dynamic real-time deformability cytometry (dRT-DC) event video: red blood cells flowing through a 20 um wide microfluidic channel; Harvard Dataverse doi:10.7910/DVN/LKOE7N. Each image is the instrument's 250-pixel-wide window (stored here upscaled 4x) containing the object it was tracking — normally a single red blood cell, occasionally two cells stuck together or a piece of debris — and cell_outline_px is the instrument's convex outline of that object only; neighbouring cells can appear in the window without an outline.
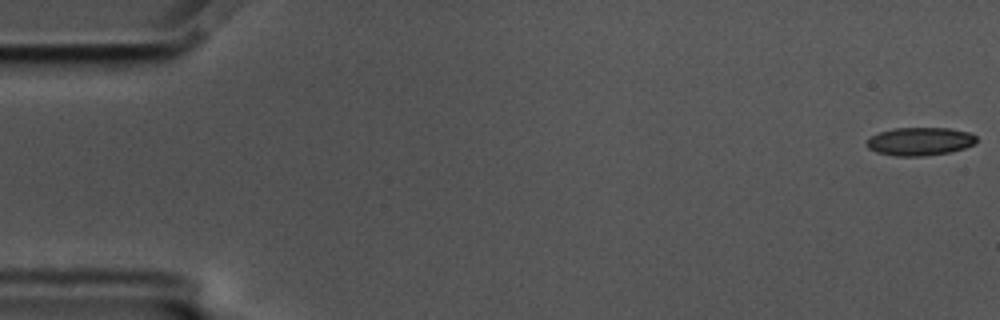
{"species": "common noctule bat (a hibernating species)", "species_latin": "Nyctalus noctula", "temperature_condition": "cold", "stored_images_in_passage": 59, "camera_frame_rate_fps": 3000, "um_per_image_px": 0.085, "animal": {"sex": "male", "body_mass_g": 17.5, "forearm_length_mm": 52.3}, "frame": {"image": 1, "passage_image": 1, "time_ms": 0.0, "image_size_px": [1000, 320], "cell_outline_px": [[976, 140], [972, 144], [964, 148], [948, 152], [920, 156], [896, 156], [876, 152], [868, 148], [864, 144], [872, 136], [880, 132], [892, 128], [948, 128], [968, 132], [976, 136]], "centroid_in_image_um": [78.14, 12.01], "position_along_channel_um": 6.9, "area_um2": 17.8}}
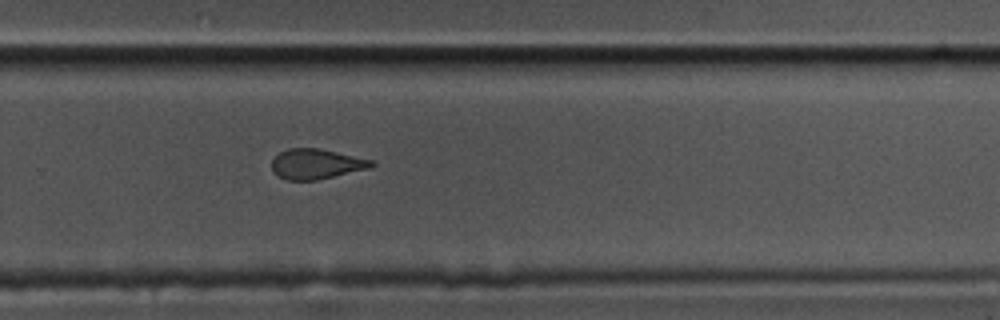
{"frame": {"image": 2, "passage_image": 39, "time_ms": 12.667, "image_size_px": [1000, 320], "cell_outline_px": [[376, 164], [368, 168], [316, 180], [288, 180], [272, 172], [272, 160], [280, 152], [288, 148], [320, 148], [372, 160]], "centroid_in_image_um": [26.85, 13.93], "position_along_channel_um": 302.9, "area_um2": 17.28}}
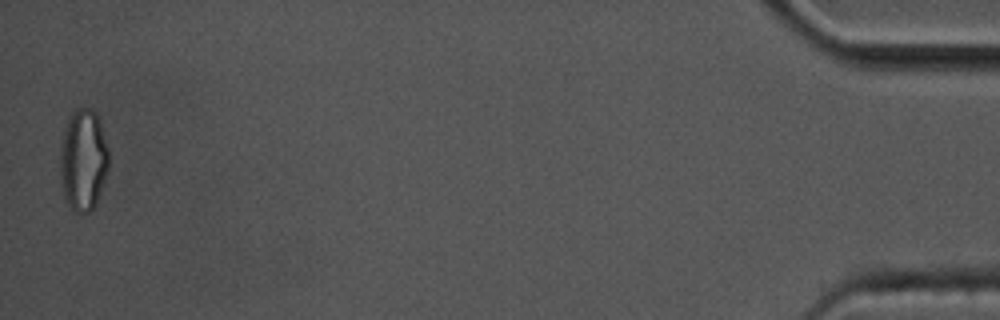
{"frame": {"image": 3, "passage_image": 58, "time_ms": 19.0, "image_size_px": [1000, 320], "cell_outline_px": [[108, 168], [96, 204], [88, 212], [76, 212], [64, 200], [60, 184], [60, 156], [64, 132], [72, 112], [76, 108], [92, 108], [96, 112], [108, 148]], "centroid_in_image_um": [7.06, 13.62], "position_along_channel_um": 428.1, "area_um2": 28.61}, "authors_computed_cell_mechanics": {"area_um2": 18.8428, "velocity_mm_per_s": 3.4539, "shape_relaxation_time_tau1_ms": 8.1988, "shape_relaxation_time_tau2_ms": 2.0546, "deformation_change_tau1": 0.1801, "deformation_change_tau2": 0.0927}}